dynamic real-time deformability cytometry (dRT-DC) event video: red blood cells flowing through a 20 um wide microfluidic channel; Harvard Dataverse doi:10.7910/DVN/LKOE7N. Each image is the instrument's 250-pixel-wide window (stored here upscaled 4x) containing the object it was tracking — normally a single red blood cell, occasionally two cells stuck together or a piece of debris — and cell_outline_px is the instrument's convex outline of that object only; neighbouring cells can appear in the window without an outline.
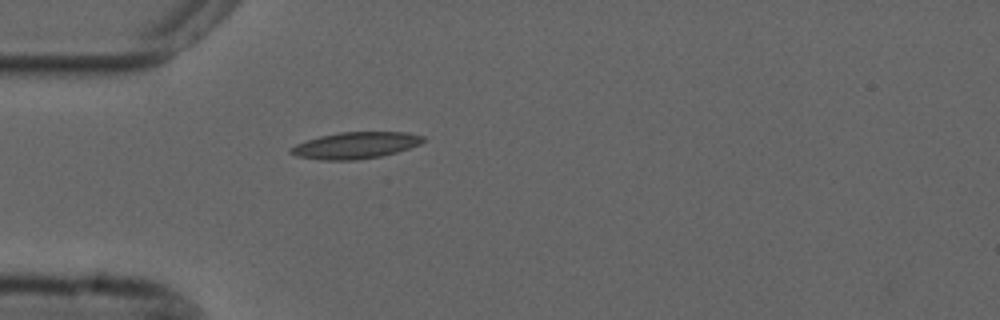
{"species": "common noctule bat (a hibernating species)", "species_latin": "Nyctalus noctula", "temperature_condition": "cold", "stored_images_in_passage": 8, "camera_frame_rate_fps": 3000, "um_per_image_px": 0.085, "animal": {"sex": "male", "forearm_length_mm": 52.5}, "frame": {"image": 1, "passage_image": 1, "time_ms": 0.0, "image_size_px": [1000, 320], "cell_outline_px": [[424, 140], [420, 144], [396, 152], [380, 156], [356, 160], [320, 160], [296, 156], [288, 152], [288, 148], [296, 144], [320, 136], [340, 132], [408, 132], [424, 136]], "centroid_in_image_um": [30.19, 12.35], "position_along_channel_um": 54.8, "area_um2": 20.46}}
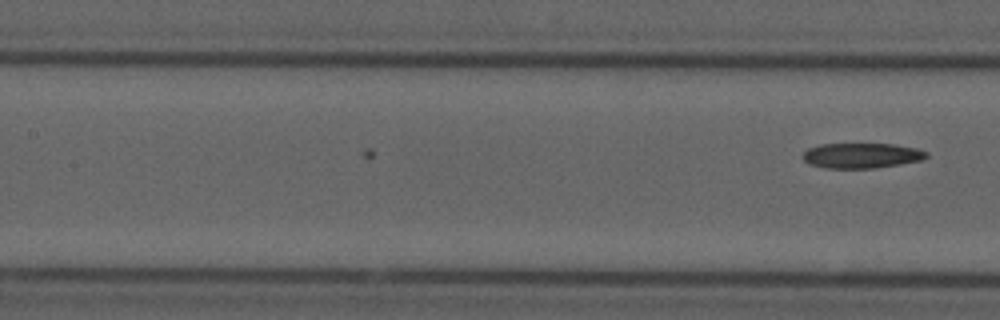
{"frame": {"image": 2, "passage_image": 8, "time_ms": 2.333, "image_size_px": [1000, 320], "cell_outline_px": [[928, 156], [920, 160], [900, 164], [876, 168], [824, 168], [812, 164], [804, 160], [800, 156], [808, 148], [820, 144], [892, 144], [916, 148], [928, 152]], "centroid_in_image_um": [73.21, 13.22], "position_along_channel_um": 134.2, "area_um2": 18.09}}